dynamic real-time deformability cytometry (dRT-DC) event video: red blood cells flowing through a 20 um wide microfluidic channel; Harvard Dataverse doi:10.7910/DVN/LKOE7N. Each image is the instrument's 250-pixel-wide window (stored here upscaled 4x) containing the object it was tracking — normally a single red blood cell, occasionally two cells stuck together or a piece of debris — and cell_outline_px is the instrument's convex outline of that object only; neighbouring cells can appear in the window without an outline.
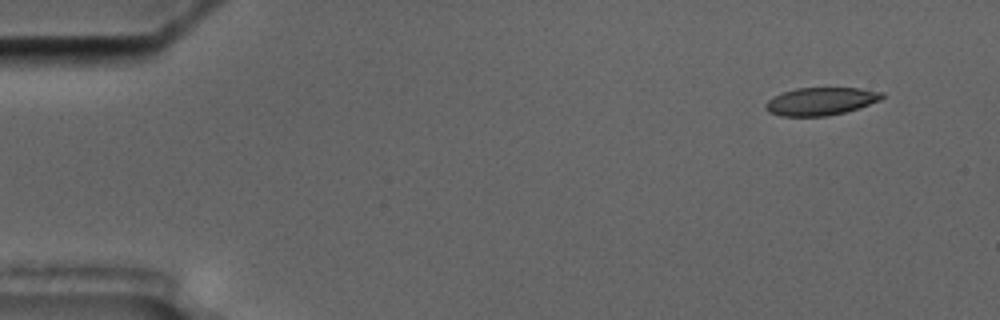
{"species": "common noctule bat (a hibernating species)", "species_latin": "Nyctalus noctula", "temperature_condition": "cold", "stored_images_in_passage": 5, "camera_frame_rate_fps": 3000, "um_per_image_px": 0.085, "animal": {"sex": "male", "body_mass_g": 17.5, "forearm_length_mm": 52.3}, "frame": {"image": 1, "passage_image": 1, "time_ms": 0.0, "image_size_px": [1000, 320], "cell_outline_px": [[884, 96], [880, 100], [860, 108], [828, 116], [780, 116], [768, 112], [764, 108], [764, 104], [772, 96], [796, 88], [860, 88], [884, 92]], "centroid_in_image_um": [69.75, 8.61], "position_along_channel_um": 15.2, "area_um2": 19.02}}
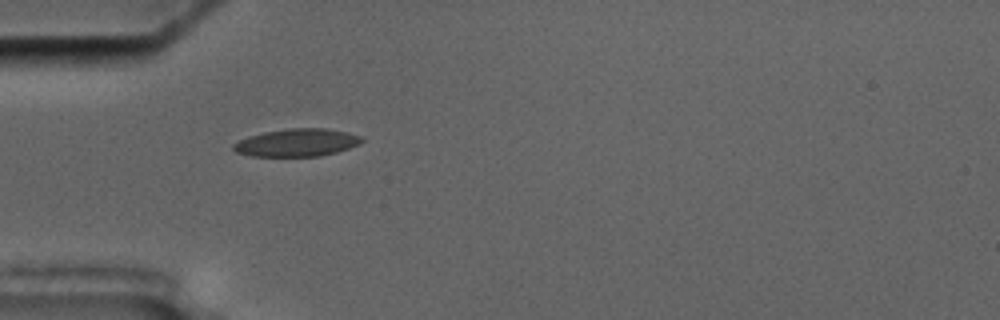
{"frame": {"image": 2, "passage_image": 4, "time_ms": 4.333, "image_size_px": [1000, 320], "cell_outline_px": [[364, 140], [360, 144], [336, 152], [320, 156], [252, 156], [236, 152], [232, 148], [232, 144], [248, 136], [264, 132], [288, 128], [328, 128], [348, 132], [364, 136]], "centroid_in_image_um": [25.27, 12.11], "position_along_channel_um": 59.7, "area_um2": 20.87}}